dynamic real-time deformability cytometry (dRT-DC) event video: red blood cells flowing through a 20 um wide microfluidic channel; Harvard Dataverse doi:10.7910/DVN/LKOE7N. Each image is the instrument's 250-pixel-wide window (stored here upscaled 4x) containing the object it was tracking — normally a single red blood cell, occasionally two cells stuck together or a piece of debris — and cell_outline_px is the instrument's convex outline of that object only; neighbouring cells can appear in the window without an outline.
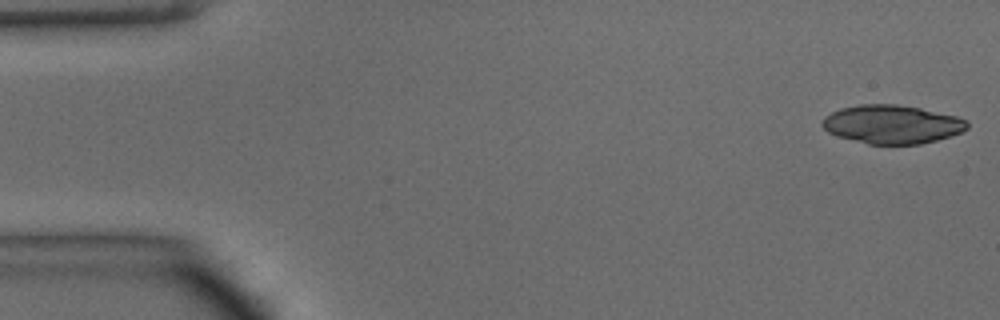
{"species": "common noctule bat (a hibernating species)", "species_latin": "Nyctalus noctula", "temperature_condition": "warm", "stored_images_in_passage": 48, "camera_frame_rate_fps": 3000, "um_per_image_px": 0.085, "animal": {"sex": "male", "body_mass_g": 15.6}, "frame": {"image": 1, "passage_image": 1, "time_ms": 0.0, "image_size_px": [1000, 320], "cell_outline_px": [[968, 128], [960, 132], [936, 140], [920, 144], [868, 144], [836, 136], [828, 132], [820, 124], [820, 120], [824, 116], [840, 108], [860, 104], [896, 104], [920, 108], [956, 116], [968, 120]], "centroid_in_image_um": [75.77, 10.56], "position_along_channel_um": 9.2, "area_um2": 32.66}}
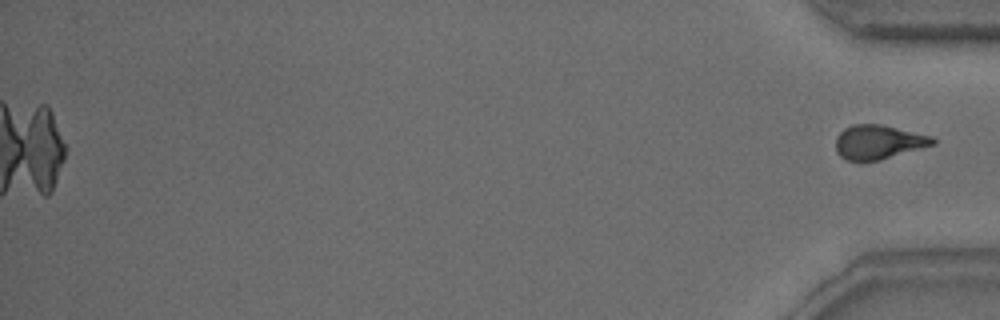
{"frame": {"image": 2, "passage_image": 48, "time_ms": 15.667, "image_size_px": [1000, 320], "cell_outline_px": [[936, 144], [880, 160], [860, 164], [844, 160], [836, 152], [836, 136], [844, 128], [852, 124], [880, 124], [932, 136], [936, 140]], "centroid_in_image_um": [74.62, 12.11], "position_along_channel_um": 360.6, "area_um2": 19.83}}